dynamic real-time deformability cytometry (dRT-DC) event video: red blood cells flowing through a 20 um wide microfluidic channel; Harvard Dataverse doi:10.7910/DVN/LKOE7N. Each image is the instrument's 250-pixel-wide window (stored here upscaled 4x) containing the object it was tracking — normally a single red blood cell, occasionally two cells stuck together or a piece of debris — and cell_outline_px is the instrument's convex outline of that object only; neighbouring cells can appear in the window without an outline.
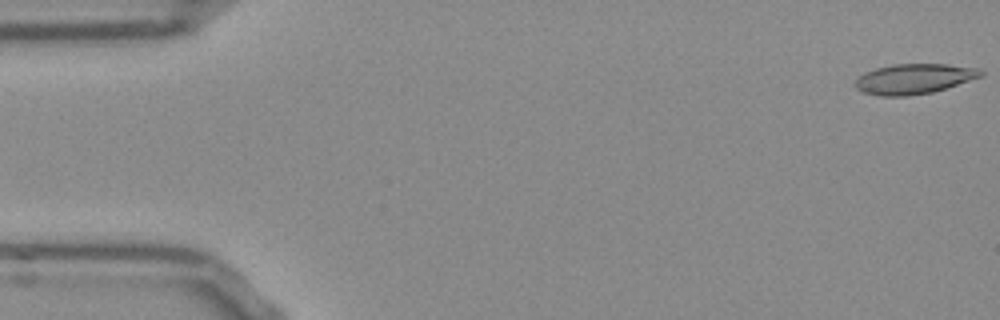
{"species": "Egyptian fruit bat (a non-hibernating species)", "species_latin": "Rousettus aegyptiacus", "temperature_condition": "room temperature", "stored_images_in_passage": 53, "camera_frame_rate_fps": 3000, "um_per_image_px": 0.085, "frame": {"image": 1, "passage_image": 1, "time_ms": 0.0, "image_size_px": [1000, 320], "cell_outline_px": [[984, 76], [932, 92], [908, 96], [880, 96], [864, 92], [856, 88], [852, 84], [864, 72], [876, 68], [892, 64], [948, 64], [980, 68], [984, 72]], "centroid_in_image_um": [77.7, 6.69], "position_along_channel_um": 7.3, "area_um2": 22.2}}
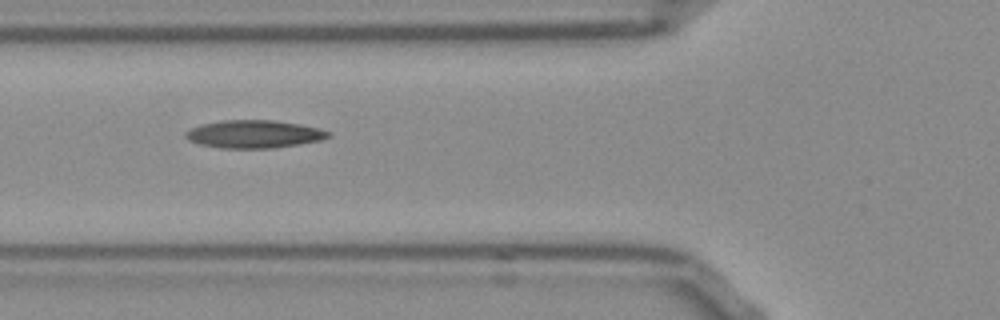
{"frame": {"image": 2, "passage_image": 19, "time_ms": 6.0, "image_size_px": [1000, 320], "cell_outline_px": [[332, 136], [320, 140], [300, 144], [272, 148], [220, 148], [200, 144], [188, 140], [184, 136], [184, 132], [200, 124], [220, 120], [272, 120], [300, 124], [320, 128], [332, 132]], "centroid_in_image_um": [21.6, 11.39], "position_along_channel_um": 104.2, "area_um2": 23.35}}
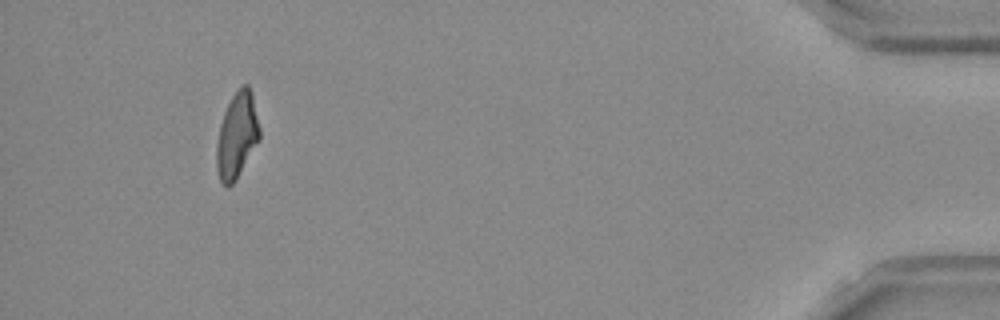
{"frame": {"image": 3, "passage_image": 49, "time_ms": 16.0, "image_size_px": [1000, 320], "cell_outline_px": [[260, 140], [236, 180], [232, 184], [224, 184], [220, 180], [216, 168], [216, 144], [220, 124], [224, 112], [236, 88], [240, 84], [248, 84], [252, 92], [260, 128]], "centroid_in_image_um": [20.15, 11.47], "position_along_channel_um": 415.0, "area_um2": 21.73}, "authors_computed_cell_mechanics": {"area_um2": 22.0796, "velocity_mm_per_s": 3.835, "shape_relaxation_time_tau1_ms": null, "shape_relaxation_time_tau2_ms": 4.4177, "deformation_change_tau1": null, "deformation_change_tau2": 0.1346}}